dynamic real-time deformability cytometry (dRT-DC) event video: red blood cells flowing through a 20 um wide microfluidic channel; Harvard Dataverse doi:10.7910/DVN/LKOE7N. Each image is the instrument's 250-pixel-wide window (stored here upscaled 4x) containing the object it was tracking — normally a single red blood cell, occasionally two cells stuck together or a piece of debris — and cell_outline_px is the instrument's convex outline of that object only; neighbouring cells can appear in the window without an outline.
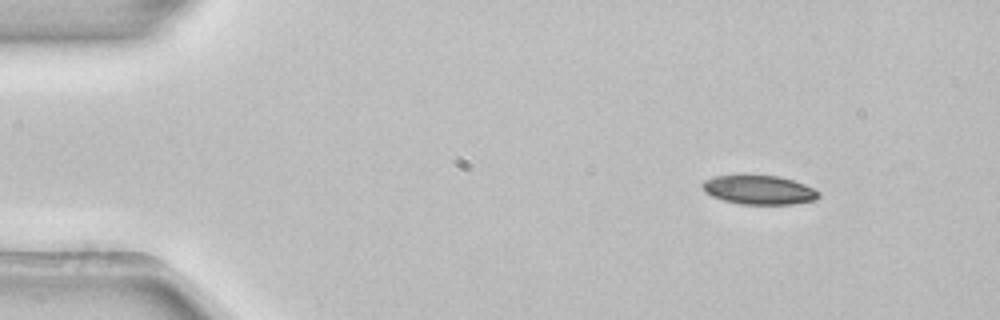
{"species": "common noctule bat (a hibernating species)", "species_latin": "Nyctalus noctula", "temperature_condition": "room temperature", "stored_images_in_passage": 3, "camera_frame_rate_fps": 3000, "um_per_image_px": 0.085, "animal": {"sex": "female", "body_mass_g": 22.7, "forearm_length_mm": 54.2}, "frame": {"image": 1, "passage_image": 1, "time_ms": 0.0, "image_size_px": [1000, 320], "cell_outline_px": [[820, 196], [816, 200], [792, 204], [740, 204], [724, 200], [712, 196], [704, 192], [700, 184], [704, 180], [716, 176], [744, 172], [780, 176], [804, 184], [820, 192]], "centroid_in_image_um": [64.47, 16.09], "position_along_channel_um": 20.5, "area_um2": 20.46}}